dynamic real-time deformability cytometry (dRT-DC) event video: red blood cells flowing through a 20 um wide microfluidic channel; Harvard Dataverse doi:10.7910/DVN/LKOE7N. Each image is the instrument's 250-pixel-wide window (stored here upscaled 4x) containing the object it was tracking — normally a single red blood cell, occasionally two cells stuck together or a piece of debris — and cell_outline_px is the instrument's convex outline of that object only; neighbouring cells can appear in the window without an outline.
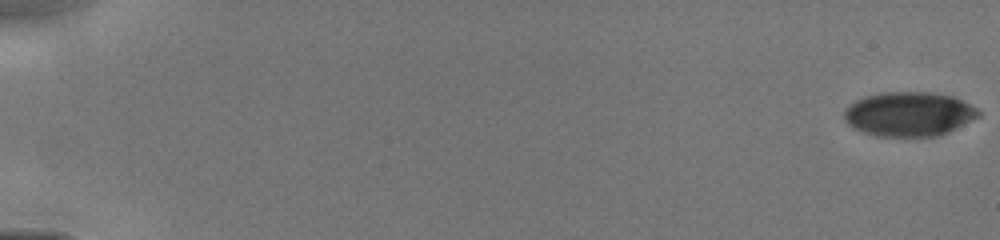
{"species": "human", "species_latin": "Homo sapiens", "temperature_condition": "cold", "stored_images_in_passage": 23, "camera_frame_rate_fps": 3000, "um_per_image_px": 0.085, "donor": {"sex": "male"}, "frame": {"image": 1, "passage_image": 1, "time_ms": 0.0, "image_size_px": [1000, 240], "cell_outline_px": [[980, 116], [940, 136], [876, 136], [852, 128], [844, 120], [844, 108], [856, 100], [868, 96], [884, 92], [932, 92], [952, 96], [976, 108], [980, 112]], "centroid_in_image_um": [77.24, 9.7], "position_along_channel_um": 7.8, "area_um2": 34.62}}
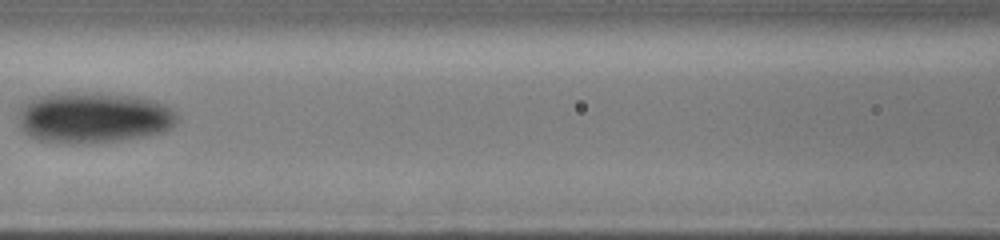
{"frame": {"image": 2, "passage_image": 12, "time_ms": 7.667, "image_size_px": [1000, 240], "cell_outline_px": [[180, 120], [168, 128], [160, 132], [140, 136], [116, 140], [40, 140], [24, 132], [20, 124], [20, 108], [24, 100], [36, 96], [56, 92], [112, 92], [140, 96], [156, 100], [172, 108], [176, 112]], "centroid_in_image_um": [7.98, 9.88], "position_along_channel_um": 158.6, "area_um2": 46.64}}
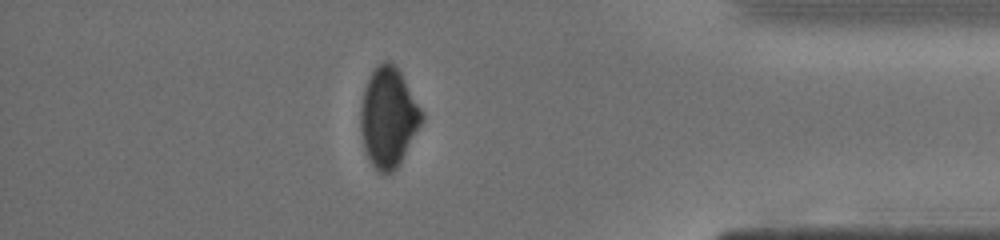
{"frame": {"image": 3, "passage_image": 20, "time_ms": 13.667, "image_size_px": [1000, 240], "cell_outline_px": [[424, 120], [396, 168], [388, 176], [376, 172], [368, 160], [364, 148], [360, 132], [360, 108], [364, 88], [372, 72], [384, 60], [388, 60], [400, 72], [424, 112]], "centroid_in_image_um": [33.0, 10.03], "position_along_channel_um": 402.2, "area_um2": 35.66}}